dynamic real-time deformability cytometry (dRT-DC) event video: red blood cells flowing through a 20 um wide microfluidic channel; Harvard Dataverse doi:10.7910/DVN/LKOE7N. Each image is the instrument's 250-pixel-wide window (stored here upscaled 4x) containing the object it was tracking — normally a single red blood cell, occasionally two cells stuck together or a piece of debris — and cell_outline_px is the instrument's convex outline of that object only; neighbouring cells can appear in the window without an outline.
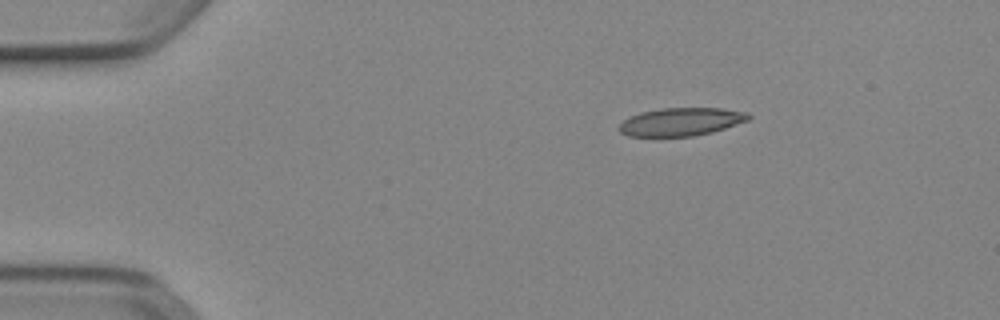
{"species": "Egyptian fruit bat (a non-hibernating species)", "species_latin": "Rousettus aegyptiacus", "temperature_condition": "cold", "stored_images_in_passage": 44, "camera_frame_rate_fps": 3000, "um_per_image_px": 0.085, "animal": {"sex": "female"}, "frame": {"image": 1, "passage_image": 1, "time_ms": 0.0, "image_size_px": [1000, 320], "cell_outline_px": [[752, 116], [748, 120], [712, 132], [692, 136], [628, 136], [620, 132], [616, 128], [628, 116], [640, 112], [660, 108], [720, 108], [748, 112]], "centroid_in_image_um": [57.85, 10.34], "position_along_channel_um": 27.1, "area_um2": 21.21}}
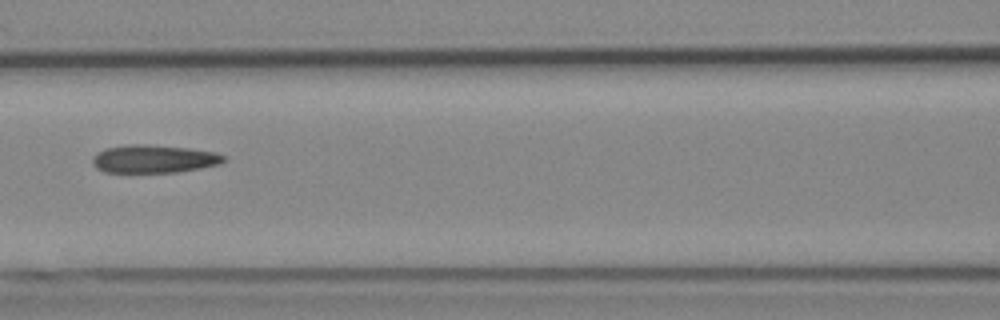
{"frame": {"image": 2, "passage_image": 16, "time_ms": 5.0, "image_size_px": [1000, 320], "cell_outline_px": [[228, 156], [220, 164], [200, 168], [176, 172], [104, 172], [96, 168], [92, 164], [92, 160], [96, 152], [104, 148], [128, 144], [148, 144], [188, 148], [216, 152]], "centroid_in_image_um": [13.06, 13.5], "position_along_channel_um": 153.5, "area_um2": 21.62}}
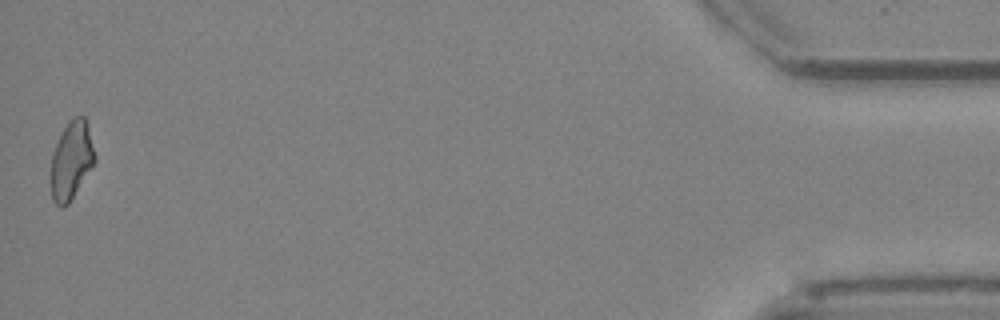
{"frame": {"image": 3, "passage_image": 44, "time_ms": 14.333, "image_size_px": [1000, 320], "cell_outline_px": [[96, 160], [92, 168], [68, 204], [64, 208], [60, 208], [52, 200], [48, 180], [52, 152], [68, 120], [72, 116], [84, 116], [88, 128], [96, 156]], "centroid_in_image_um": [6.02, 13.68], "position_along_channel_um": 429.2, "area_um2": 20.52}, "authors_computed_cell_mechanics": {"area_um2": 21.2415, "velocity_mm_per_s": 3.9082, "shape_relaxation_time_tau1_ms": null, "shape_relaxation_time_tau2_ms": 3.3517, "deformation_change_tau1": null, "deformation_change_tau2": 0.1349}}